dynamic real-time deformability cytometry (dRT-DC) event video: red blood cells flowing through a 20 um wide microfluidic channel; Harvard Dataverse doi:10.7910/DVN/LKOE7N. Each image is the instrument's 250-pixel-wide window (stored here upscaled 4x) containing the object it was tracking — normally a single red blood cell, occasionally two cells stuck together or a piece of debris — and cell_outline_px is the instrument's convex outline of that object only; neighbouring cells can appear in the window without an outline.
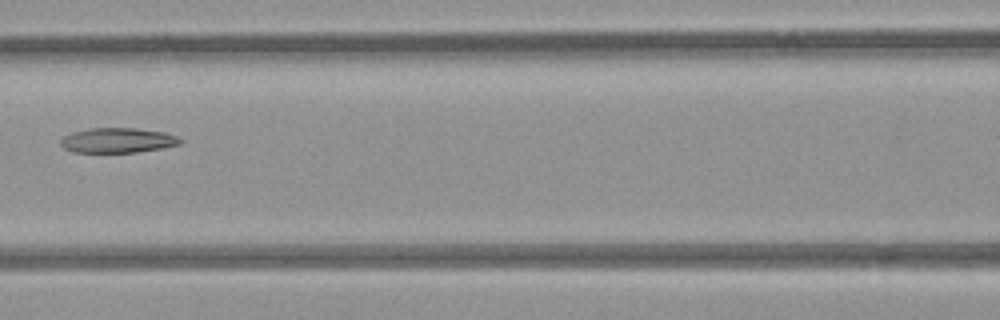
{"species": "common noctule bat (a hibernating species)", "species_latin": "Nyctalus noctula", "temperature_condition": "room temperature", "stored_images_in_passage": 6, "camera_frame_rate_fps": 3000, "um_per_image_px": 0.085, "animal": {"sex": "female", "body_mass_g": 21.9}, "frame": {"image": 1, "passage_image": 4, "time_ms": 1.0, "image_size_px": [1000, 320], "cell_outline_px": [[184, 140], [180, 144], [160, 148], [136, 152], [72, 152], [64, 148], [60, 144], [60, 140], [64, 136], [72, 132], [88, 128], [136, 128], [164, 132], [176, 136]], "centroid_in_image_um": [9.98, 11.92], "position_along_channel_um": 156.6, "area_um2": 17.34}}
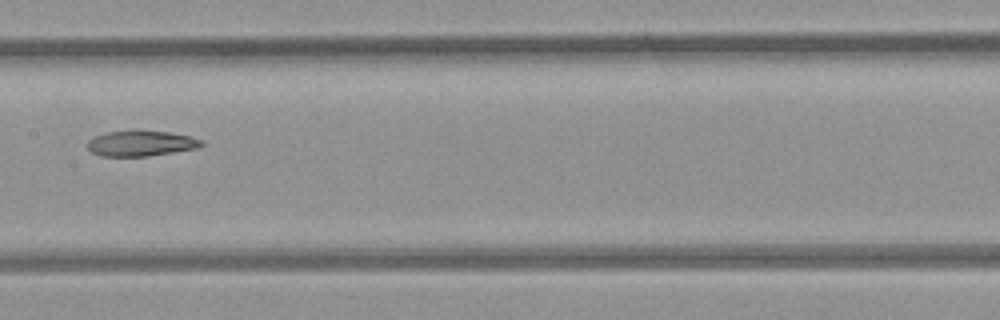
{"frame": {"image": 2, "passage_image": 5, "time_ms": 1.333, "image_size_px": [1000, 320], "cell_outline_px": [[204, 144], [200, 148], [148, 156], [100, 156], [92, 152], [88, 148], [88, 140], [104, 132], [132, 128], [168, 132], [192, 136], [204, 140]], "centroid_in_image_um": [12.01, 12.15], "position_along_channel_um": 195.4, "area_um2": 17.63}}
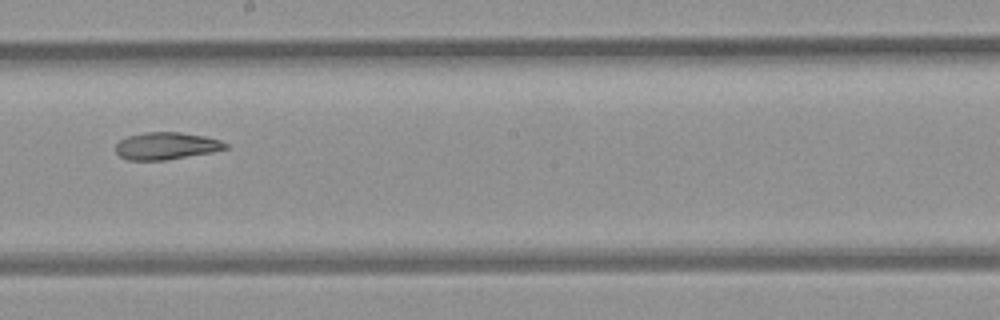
{"frame": {"image": 3, "passage_image": 6, "time_ms": 1.667, "image_size_px": [1000, 320], "cell_outline_px": [[228, 148], [212, 152], [164, 160], [128, 160], [120, 156], [116, 152], [116, 144], [120, 140], [128, 136], [144, 132], [180, 132], [204, 136], [220, 140], [228, 144]], "centroid_in_image_um": [14.13, 12.4], "position_along_channel_um": 234.1, "area_um2": 17.34}}